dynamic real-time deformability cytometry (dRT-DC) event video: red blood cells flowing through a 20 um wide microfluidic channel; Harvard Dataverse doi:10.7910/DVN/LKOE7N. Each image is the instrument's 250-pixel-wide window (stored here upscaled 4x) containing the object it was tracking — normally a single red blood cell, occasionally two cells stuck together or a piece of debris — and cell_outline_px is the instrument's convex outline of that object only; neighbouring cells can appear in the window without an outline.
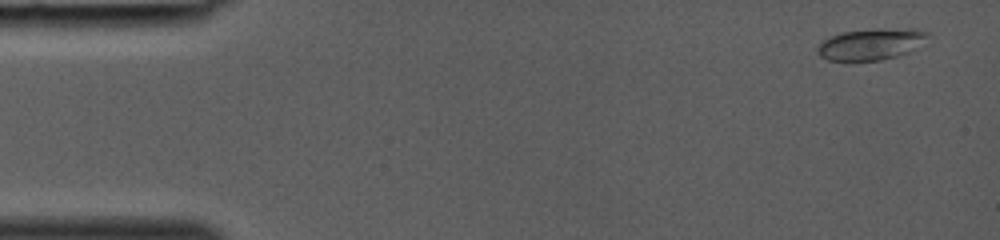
{"species": "common noctule bat (a hibernating species)", "species_latin": "Nyctalus noctula", "temperature_condition": "room temperature", "stored_images_in_passage": 36, "camera_frame_rate_fps": 3000, "um_per_image_px": 0.085, "animal": {"sex": "female", "body_mass_g": 19.0, "forearm_length_mm": 53.3}, "frame": {"image": 1, "passage_image": 1, "time_ms": 0.0, "image_size_px": [1000, 240], "cell_outline_px": [[928, 36], [920, 48], [896, 56], [880, 60], [828, 60], [820, 56], [816, 48], [824, 40], [840, 32], [912, 28], [928, 32]], "centroid_in_image_um": [74.08, 3.76], "position_along_channel_um": 10.9, "area_um2": 19.77}}
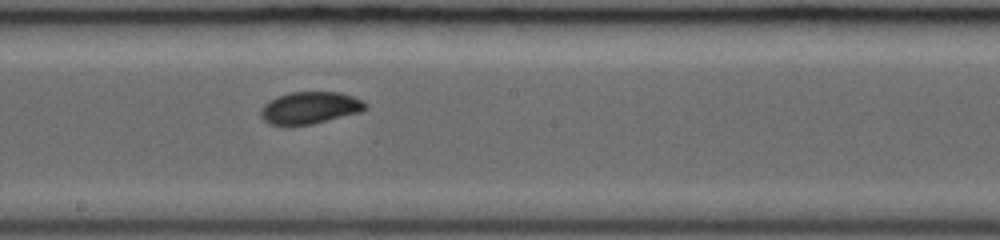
{"frame": {"image": 2, "passage_image": 21, "time_ms": 6.667, "image_size_px": [1000, 240], "cell_outline_px": [[368, 108], [360, 112], [312, 124], [268, 124], [260, 116], [260, 108], [268, 100], [276, 96], [292, 92], [340, 92], [352, 96], [368, 104]], "centroid_in_image_um": [26.33, 9.15], "position_along_channel_um": 221.9, "area_um2": 19.48}}
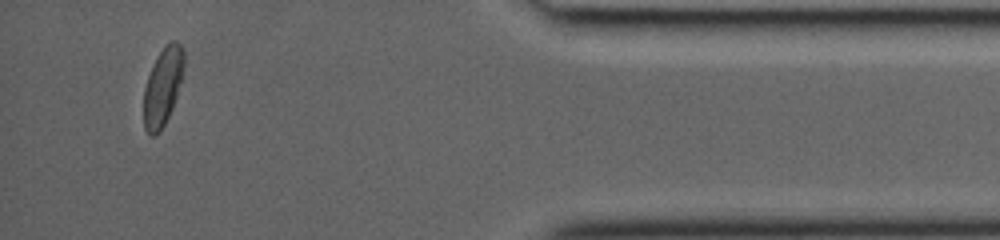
{"frame": {"image": 3, "passage_image": 35, "time_ms": 11.333, "image_size_px": [1000, 240], "cell_outline_px": [[184, 64], [176, 96], [172, 108], [160, 132], [152, 136], [144, 128], [144, 88], [148, 76], [156, 56], [164, 44], [172, 40], [176, 40], [180, 44], [184, 52]], "centroid_in_image_um": [13.82, 7.32], "position_along_channel_um": 421.4, "area_um2": 18.09}}